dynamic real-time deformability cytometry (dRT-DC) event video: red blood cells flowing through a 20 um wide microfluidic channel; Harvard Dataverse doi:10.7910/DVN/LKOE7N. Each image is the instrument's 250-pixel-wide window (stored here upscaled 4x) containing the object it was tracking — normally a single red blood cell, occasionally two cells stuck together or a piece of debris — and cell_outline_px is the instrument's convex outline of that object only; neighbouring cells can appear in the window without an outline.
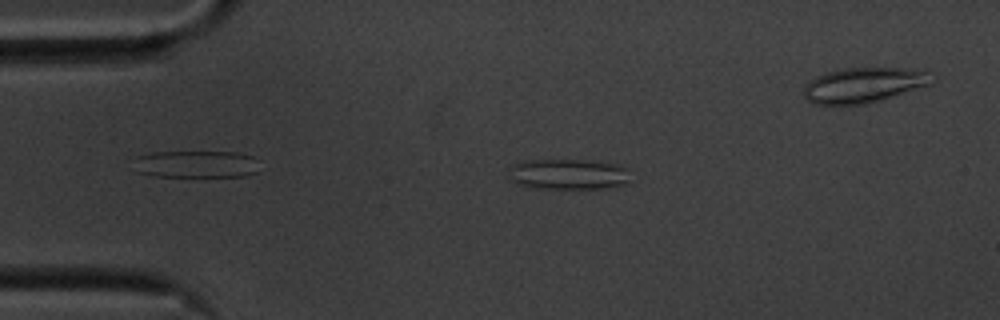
{"species": "common noctule bat (a hibernating species)", "species_latin": "Nyctalus noctula", "temperature_condition": "cold", "stored_images_in_passage": 53, "camera_frame_rate_fps": 3000, "um_per_image_px": 0.085, "animal": {"sex": "male", "body_mass_g": 20.1, "forearm_length_mm": 53.5}, "frame": {"image": 1, "passage_image": 13, "time_ms": 4.0, "image_size_px": [1000, 320], "cell_outline_px": [[628, 184], [612, 188], [536, 188], [520, 184], [508, 180], [508, 168], [512, 164], [528, 160], [596, 160], [620, 164], [628, 168]], "centroid_in_image_um": [48.33, 14.8], "position_along_channel_um": 36.7, "area_um2": 22.2}}
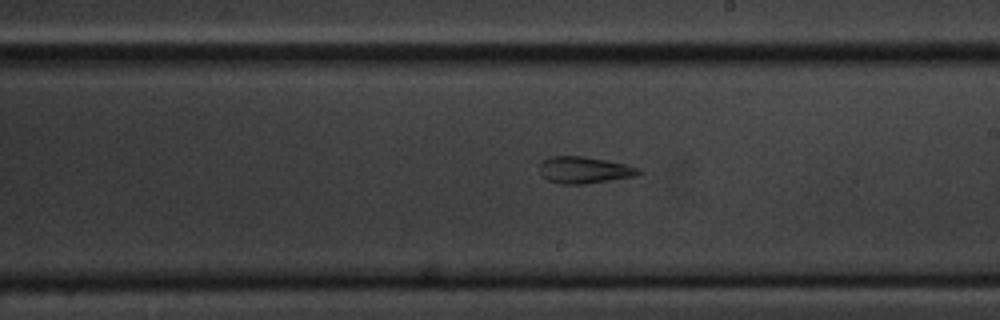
{"frame": {"image": 2, "passage_image": 33, "time_ms": 10.667, "image_size_px": [1000, 320], "cell_outline_px": [[644, 172], [636, 176], [584, 184], [560, 184], [548, 180], [540, 176], [540, 160], [552, 156], [584, 156], [624, 164], [640, 168]], "centroid_in_image_um": [49.64, 14.45], "position_along_channel_um": 239.4, "area_um2": 15.55}}
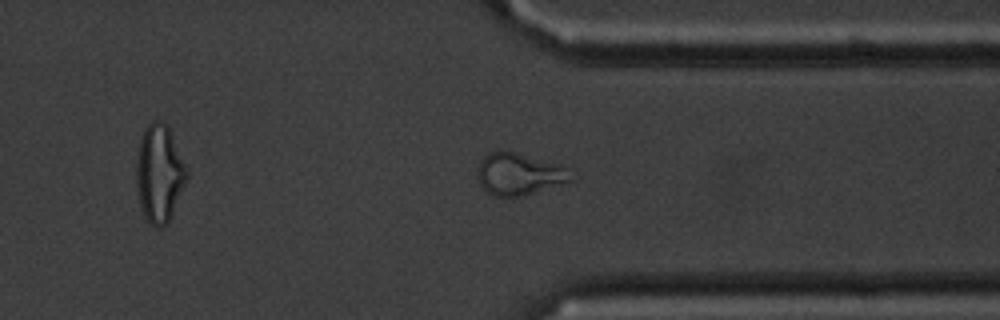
{"frame": {"image": 3, "passage_image": 44, "time_ms": 14.333, "image_size_px": [1000, 320], "cell_outline_px": [[572, 180], [524, 196], [492, 196], [480, 184], [476, 172], [476, 168], [480, 160], [488, 152], [496, 148], [500, 148], [516, 152], [556, 164], [564, 168]], "centroid_in_image_um": [43.99, 14.77], "position_along_channel_um": 367.4, "area_um2": 22.77}}